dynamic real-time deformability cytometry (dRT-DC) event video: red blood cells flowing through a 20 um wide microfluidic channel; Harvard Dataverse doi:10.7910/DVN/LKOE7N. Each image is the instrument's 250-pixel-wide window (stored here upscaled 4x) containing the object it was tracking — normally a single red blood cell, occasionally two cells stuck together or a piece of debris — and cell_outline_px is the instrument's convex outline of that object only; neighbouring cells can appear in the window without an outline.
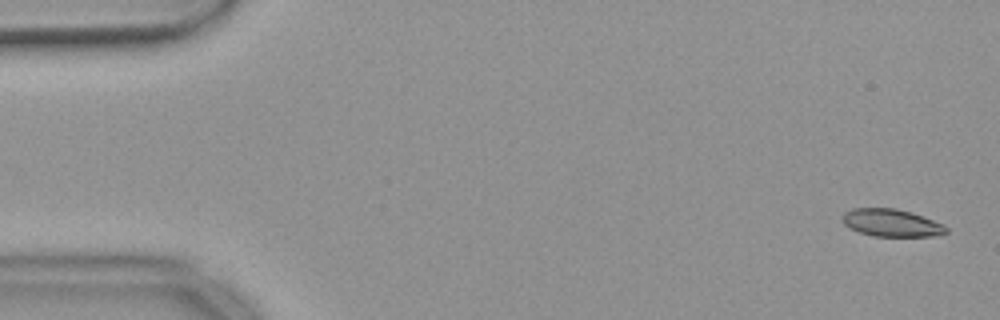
{"species": "common noctule bat (a hibernating species)", "species_latin": "Nyctalus noctula", "temperature_condition": "warm", "stored_images_in_passage": 55, "camera_frame_rate_fps": 3000, "um_per_image_px": 0.085, "animal": {"sex": "female", "body_mass_g": 18.4}, "frame": {"image": 1, "passage_image": 2, "time_ms": 0.333, "image_size_px": [1000, 320], "cell_outline_px": [[948, 232], [932, 236], [872, 236], [860, 232], [844, 224], [840, 220], [840, 216], [844, 212], [852, 208], [896, 208], [912, 212], [944, 224], [948, 228]], "centroid_in_image_um": [75.75, 18.93], "position_along_channel_um": 9.2, "area_um2": 16.76}}
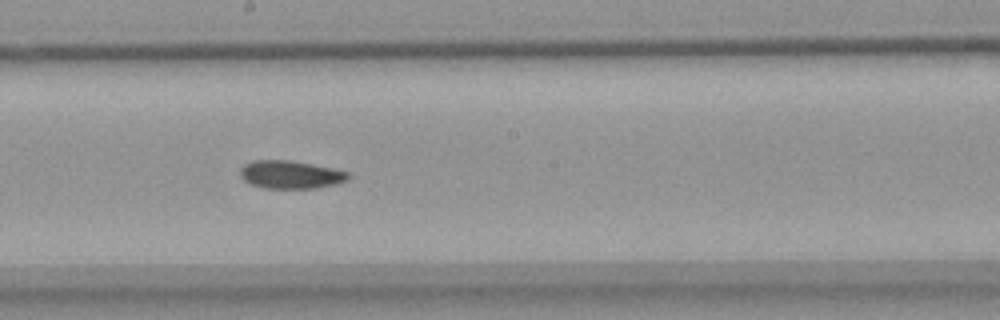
{"frame": {"image": 2, "passage_image": 30, "time_ms": 9.667, "image_size_px": [1000, 320], "cell_outline_px": [[352, 176], [348, 180], [336, 184], [316, 188], [264, 188], [252, 184], [244, 180], [240, 176], [240, 168], [244, 164], [252, 160], [288, 160], [312, 164], [332, 168], [348, 172]], "centroid_in_image_um": [24.7, 14.84], "position_along_channel_um": 223.5, "area_um2": 17.69}}
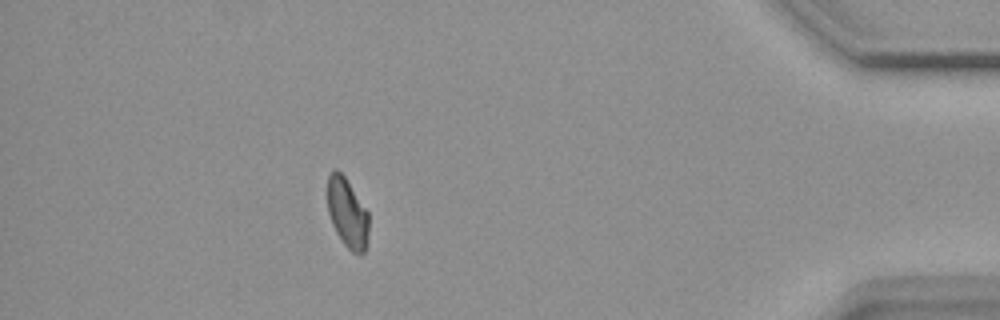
{"frame": {"image": 3, "passage_image": 49, "time_ms": 16.0, "image_size_px": [1000, 320], "cell_outline_px": [[368, 232], [364, 252], [360, 256], [352, 252], [344, 244], [336, 232], [332, 224], [328, 212], [328, 176], [332, 168], [336, 168], [344, 176], [368, 212]], "centroid_in_image_um": [29.51, 18.11], "position_along_channel_um": 405.7, "area_um2": 16.59}, "authors_computed_cell_mechanics": {"area_um2": 17.6868, "velocity_mm_per_s": 3.6789, "shape_relaxation_time_tau1_ms": 8.0653, "shape_relaxation_time_tau2_ms": 5.7271, "deformation_change_tau1": 0.1544, "deformation_change_tau2": 0.1025}}